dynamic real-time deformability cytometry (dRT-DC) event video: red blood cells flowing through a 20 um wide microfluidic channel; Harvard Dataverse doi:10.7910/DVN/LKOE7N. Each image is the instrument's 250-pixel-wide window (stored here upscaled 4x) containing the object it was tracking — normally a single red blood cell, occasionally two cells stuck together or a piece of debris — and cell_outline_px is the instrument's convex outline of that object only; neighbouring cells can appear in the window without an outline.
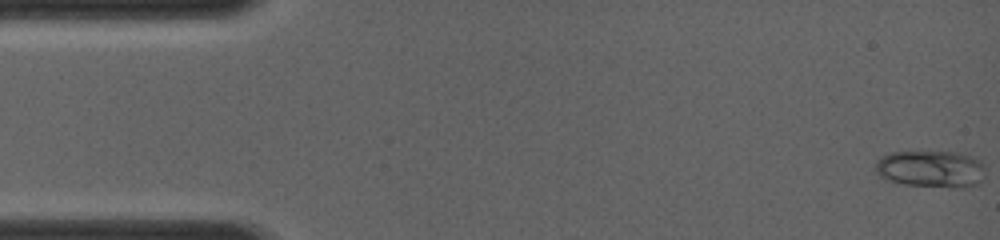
{"species": "common noctule bat (a hibernating species)", "species_latin": "Nyctalus noctula", "temperature_condition": "room temperature", "stored_images_in_passage": 53, "camera_frame_rate_fps": 4000, "um_per_image_px": 0.085, "animal": {"sex": "female", "body_mass_g": 19.0, "forearm_length_mm": 56.7}, "frame": {"image": 1, "passage_image": 1, "time_ms": 0.0, "image_size_px": [1000, 240], "cell_outline_px": [[980, 180], [976, 184], [964, 188], [960, 188], [904, 184], [888, 180], [880, 176], [876, 172], [876, 160], [880, 156], [892, 152], [956, 152], [972, 156], [980, 160]], "centroid_in_image_um": [79.05, 14.35], "position_along_channel_um": 5.9, "area_um2": 23.29}}
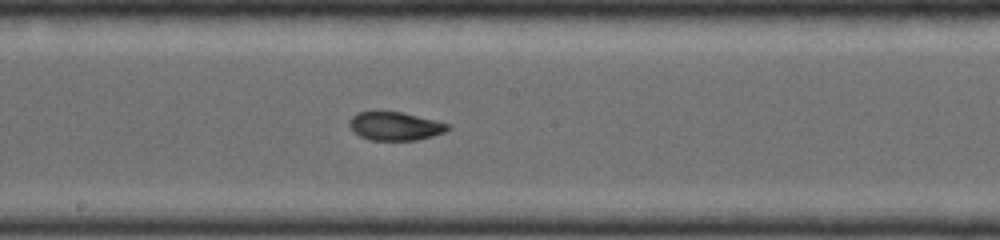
{"frame": {"image": 2, "passage_image": 29, "time_ms": 7.0, "image_size_px": [1000, 240], "cell_outline_px": [[452, 128], [444, 132], [432, 136], [416, 140], [372, 140], [360, 136], [352, 132], [348, 124], [348, 120], [356, 112], [400, 112], [436, 120], [452, 124]], "centroid_in_image_um": [33.58, 10.72], "position_along_channel_um": 214.6, "area_um2": 16.42}}
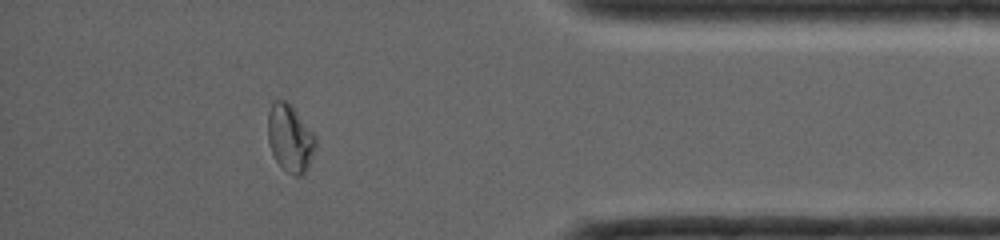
{"frame": {"image": 3, "passage_image": 47, "time_ms": 11.5, "image_size_px": [1000, 240], "cell_outline_px": [[316, 148], [304, 172], [300, 176], [296, 176], [288, 172], [276, 160], [272, 152], [268, 140], [268, 112], [272, 100], [288, 100], [292, 104], [316, 136]], "centroid_in_image_um": [24.65, 11.68], "position_along_channel_um": 410.5, "area_um2": 18.79}}